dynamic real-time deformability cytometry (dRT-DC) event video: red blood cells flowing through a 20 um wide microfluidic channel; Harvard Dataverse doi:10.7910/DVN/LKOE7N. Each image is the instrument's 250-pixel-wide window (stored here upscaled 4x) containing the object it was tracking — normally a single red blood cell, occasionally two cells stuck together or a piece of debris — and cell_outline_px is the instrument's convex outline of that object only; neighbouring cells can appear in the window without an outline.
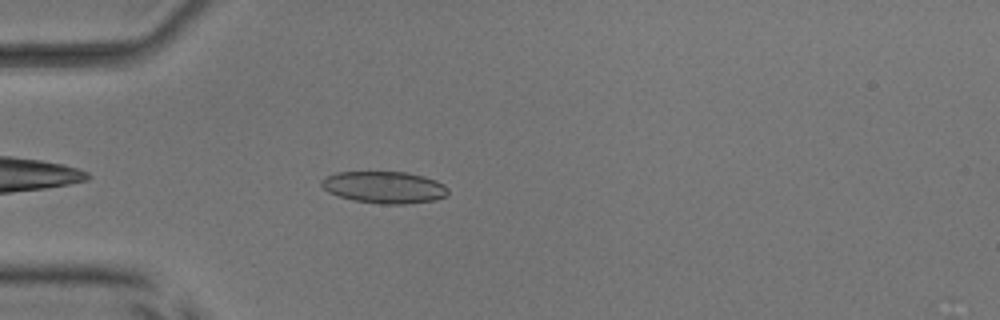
{"species": "common noctule bat (a hibernating species)", "species_latin": "Nyctalus noctula", "temperature_condition": "room temperature", "stored_images_in_passage": 31, "camera_frame_rate_fps": 3000, "um_per_image_px": 0.085, "animal": {"sex": "male", "body_mass_g": 17.9, "forearm_length_mm": 54.2}, "frame": {"image": 1, "passage_image": 4, "time_ms": 1.0, "image_size_px": [1000, 320], "cell_outline_px": [[448, 196], [436, 200], [404, 204], [380, 204], [352, 200], [328, 192], [320, 184], [320, 180], [324, 176], [336, 172], [408, 172], [424, 176], [436, 180], [444, 184], [448, 188]], "centroid_in_image_um": [32.67, 15.92], "position_along_channel_um": 52.3, "area_um2": 23.81}}
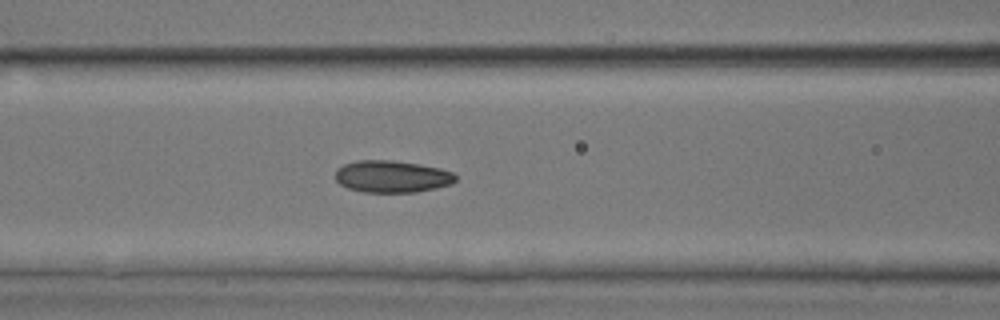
{"frame": {"image": 2, "passage_image": 11, "time_ms": 3.333, "image_size_px": [1000, 320], "cell_outline_px": [[456, 180], [452, 184], [436, 188], [416, 192], [364, 192], [348, 188], [340, 184], [336, 180], [336, 168], [344, 164], [356, 160], [392, 160], [420, 164], [440, 168], [452, 172], [456, 176]], "centroid_in_image_um": [33.32, 15.0], "position_along_channel_um": 133.3, "area_um2": 22.54}}
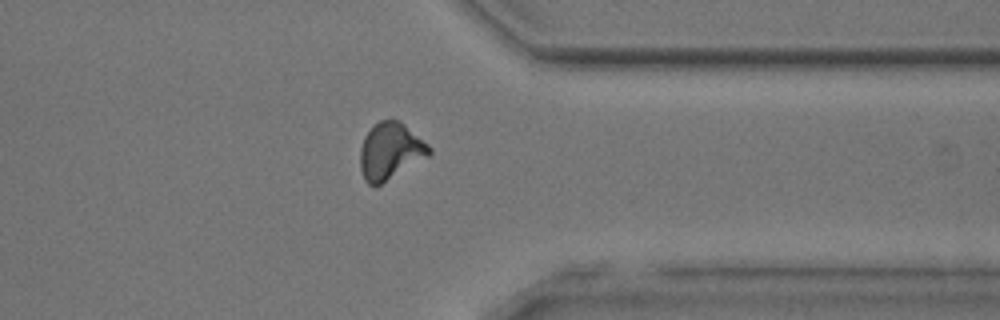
{"frame": {"image": 3, "passage_image": 29, "time_ms": 9.333, "image_size_px": [1000, 320], "cell_outline_px": [[432, 152], [428, 156], [376, 188], [368, 184], [364, 180], [360, 168], [360, 148], [364, 136], [380, 120], [392, 116], [400, 120], [428, 144], [432, 148]], "centroid_in_image_um": [33.16, 12.84], "position_along_channel_um": 378.2, "area_um2": 23.24}}